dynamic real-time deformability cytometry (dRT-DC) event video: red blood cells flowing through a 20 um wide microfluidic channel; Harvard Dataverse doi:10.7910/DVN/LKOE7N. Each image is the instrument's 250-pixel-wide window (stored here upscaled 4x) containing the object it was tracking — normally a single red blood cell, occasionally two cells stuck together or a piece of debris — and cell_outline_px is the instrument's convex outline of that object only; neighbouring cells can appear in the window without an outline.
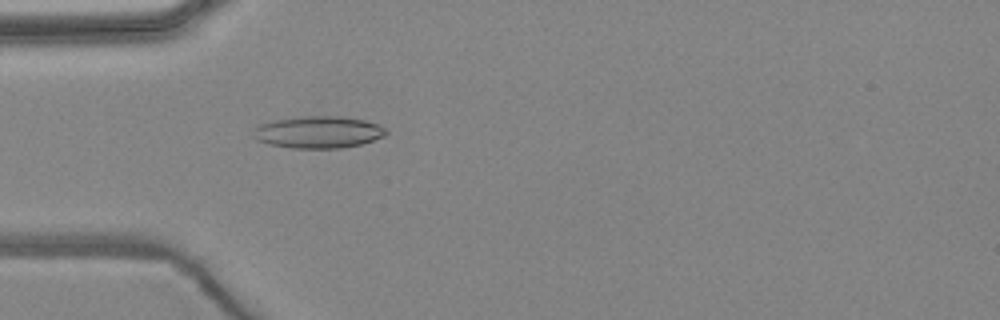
{"species": "common noctule bat (a hibernating species)", "species_latin": "Nyctalus noctula", "temperature_condition": "warm", "stored_images_in_passage": 5, "camera_frame_rate_fps": 3000, "um_per_image_px": 0.085, "animal": {"sex": "female", "body_mass_g": 24.6, "forearm_length_mm": 56.2}, "frame": {"image": 1, "passage_image": 5, "time_ms": 4.667, "image_size_px": [1000, 320], "cell_outline_px": [[388, 132], [384, 136], [360, 144], [340, 148], [292, 148], [268, 144], [256, 140], [252, 136], [256, 124], [272, 120], [304, 116], [344, 116], [364, 120], [380, 124]], "centroid_in_image_um": [27.01, 11.22], "position_along_channel_um": 58.0, "area_um2": 24.97}}